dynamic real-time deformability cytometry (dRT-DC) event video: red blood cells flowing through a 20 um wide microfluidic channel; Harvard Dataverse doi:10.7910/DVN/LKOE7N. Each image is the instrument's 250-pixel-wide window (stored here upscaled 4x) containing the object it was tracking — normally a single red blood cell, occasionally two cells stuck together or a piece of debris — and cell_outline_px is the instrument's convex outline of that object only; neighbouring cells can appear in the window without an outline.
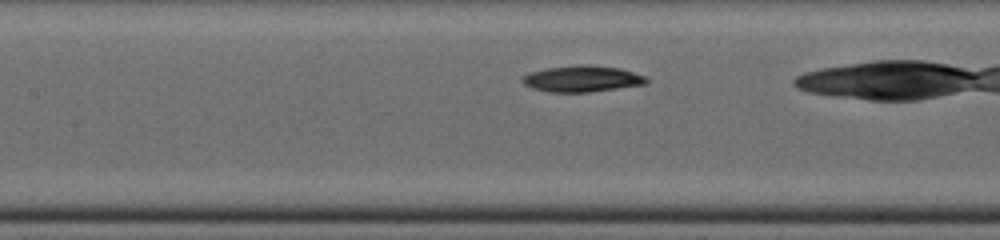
{"species": "common noctule bat (a hibernating species)", "species_latin": "Nyctalus noctula", "temperature_condition": "cold", "stored_images_in_passage": 21, "camera_frame_rate_fps": 3000, "um_per_image_px": 0.085, "animal": {"sex": "male", "body_mass_g": 19.0, "forearm_length_mm": 50.8}, "frame": {"image": 1, "passage_image": 7, "time_ms": 2.0, "image_size_px": [1000, 240], "cell_outline_px": [[648, 80], [644, 84], [588, 92], [548, 92], [532, 88], [524, 84], [520, 80], [524, 76], [532, 72], [548, 68], [576, 64], [588, 64], [620, 68], [644, 76]], "centroid_in_image_um": [49.44, 6.69], "position_along_channel_um": 158.0, "area_um2": 18.79}}
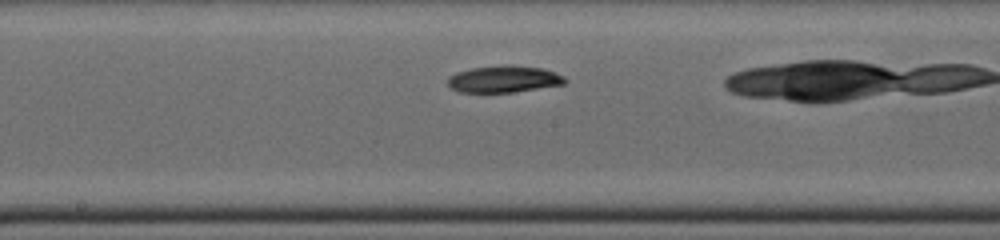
{"frame": {"image": 2, "passage_image": 10, "time_ms": 3.0, "image_size_px": [1000, 240], "cell_outline_px": [[568, 80], [564, 84], [512, 92], [460, 92], [452, 88], [448, 84], [448, 76], [456, 72], [472, 68], [500, 64], [512, 64], [540, 68], [564, 76]], "centroid_in_image_um": [42.81, 6.71], "position_along_channel_um": 205.4, "area_um2": 18.32}}
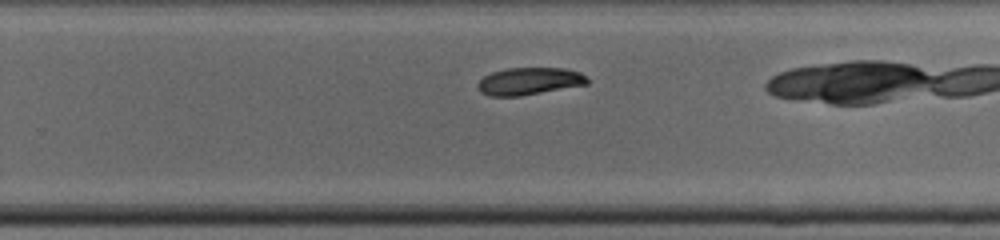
{"frame": {"image": 3, "passage_image": 15, "time_ms": 4.667, "image_size_px": [1000, 240], "cell_outline_px": [[588, 84], [520, 96], [488, 96], [480, 92], [476, 84], [484, 76], [492, 72], [508, 68], [564, 68], [580, 72], [588, 80]], "centroid_in_image_um": [44.95, 6.9], "position_along_channel_um": 284.8, "area_um2": 17.4}}